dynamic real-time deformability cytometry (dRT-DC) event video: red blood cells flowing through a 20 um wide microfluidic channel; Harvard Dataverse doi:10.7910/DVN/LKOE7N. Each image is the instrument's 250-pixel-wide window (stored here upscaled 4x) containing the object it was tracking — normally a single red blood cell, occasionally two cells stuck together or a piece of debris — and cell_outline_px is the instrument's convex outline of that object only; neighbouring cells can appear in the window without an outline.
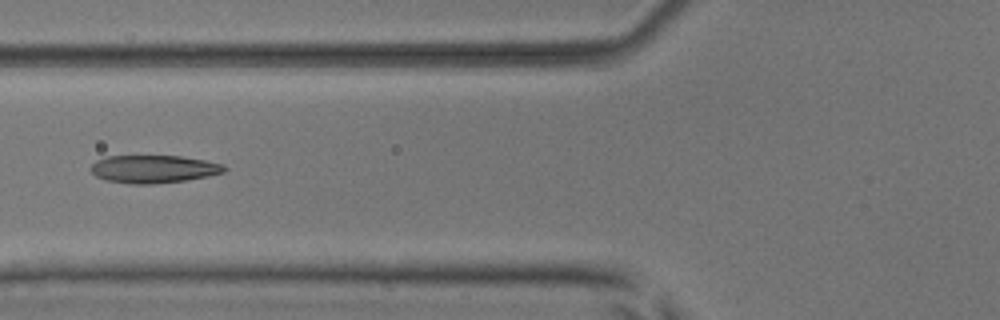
{"species": "common noctule bat (a hibernating species)", "species_latin": "Nyctalus noctula", "temperature_condition": "room temperature", "stored_images_in_passage": 6, "camera_frame_rate_fps": 3000, "um_per_image_px": 0.085, "animal": {"sex": "male", "body_mass_g": 17.9, "forearm_length_mm": 54.2}, "frame": {"image": 1, "passage_image": 6, "time_ms": 5.667, "image_size_px": [1000, 320], "cell_outline_px": [[228, 168], [224, 172], [208, 176], [184, 180], [152, 184], [132, 184], [108, 180], [96, 176], [92, 172], [92, 164], [96, 160], [108, 156], [180, 156], [204, 160], [224, 164]], "centroid_in_image_um": [13.09, 14.36], "position_along_channel_um": 112.7, "area_um2": 21.44}}